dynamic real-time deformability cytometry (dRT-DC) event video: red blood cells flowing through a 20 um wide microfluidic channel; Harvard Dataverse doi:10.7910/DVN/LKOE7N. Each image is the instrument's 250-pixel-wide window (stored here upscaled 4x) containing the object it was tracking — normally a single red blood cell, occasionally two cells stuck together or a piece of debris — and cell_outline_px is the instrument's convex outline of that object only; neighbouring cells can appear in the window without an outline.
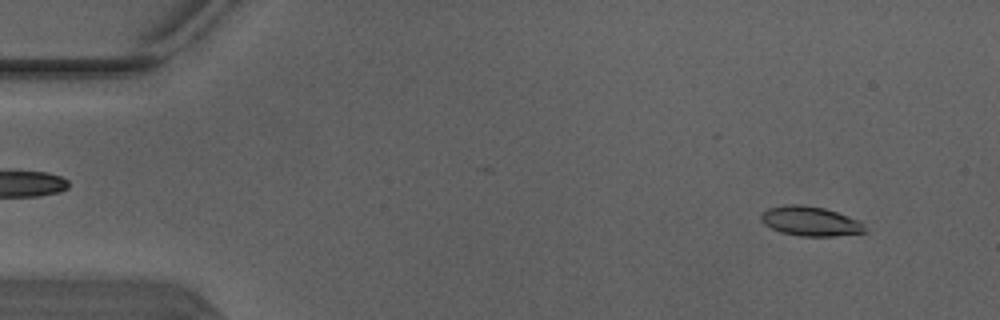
{"species": "Egyptian fruit bat (a non-hibernating species)", "species_latin": "Rousettus aegyptiacus", "temperature_condition": "warm", "stored_images_in_passage": 5, "camera_frame_rate_fps": 3000, "um_per_image_px": 0.085, "animal": {"sex": "male"}, "frame": {"image": 1, "passage_image": 1, "time_ms": 0.0, "image_size_px": [1000, 320], "cell_outline_px": [[868, 232], [836, 236], [800, 236], [780, 232], [764, 224], [760, 220], [760, 216], [768, 208], [788, 204], [800, 204], [824, 208], [860, 220], [864, 224]], "centroid_in_image_um": [68.91, 18.81], "position_along_channel_um": 16.1, "area_um2": 17.98}}
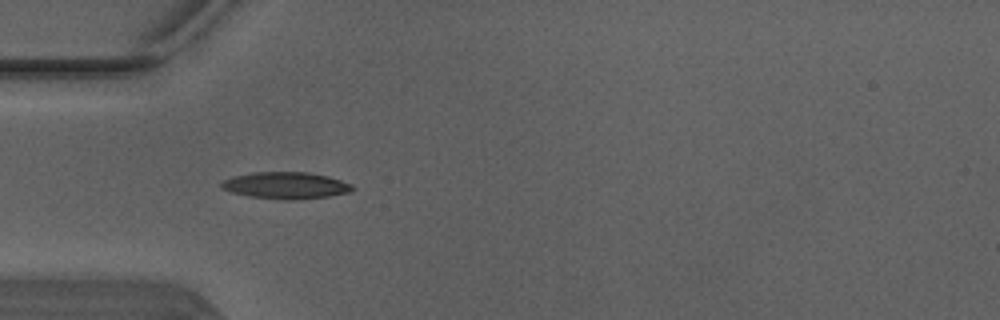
{"frame": {"image": 2, "passage_image": 4, "time_ms": 1.0, "image_size_px": [1000, 320], "cell_outline_px": [[356, 188], [352, 192], [328, 196], [296, 200], [284, 200], [248, 196], [232, 192], [220, 188], [220, 184], [224, 180], [232, 176], [252, 172], [308, 172], [328, 176], [352, 184]], "centroid_in_image_um": [24.3, 15.76], "position_along_channel_um": 60.7, "area_um2": 20.63}}
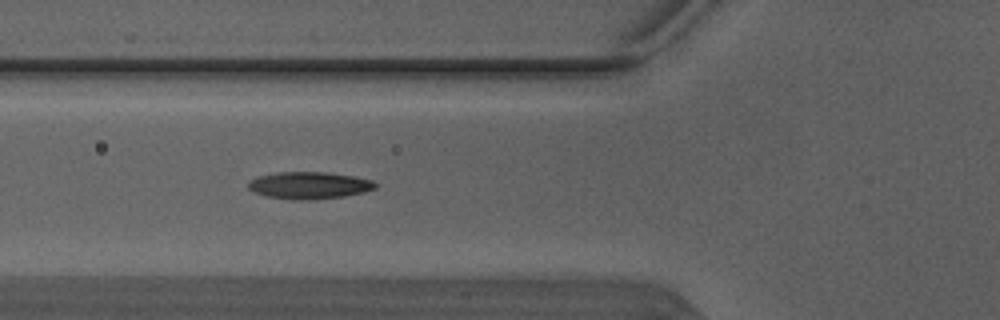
{"frame": {"image": 3, "passage_image": 5, "time_ms": 1.333, "image_size_px": [1000, 320], "cell_outline_px": [[376, 188], [364, 192], [344, 196], [308, 200], [292, 200], [268, 196], [256, 192], [248, 188], [248, 184], [252, 180], [260, 176], [280, 172], [328, 172], [352, 176], [372, 180], [376, 184]], "centroid_in_image_um": [26.32, 15.76], "position_along_channel_um": 99.5, "area_um2": 19.77}}